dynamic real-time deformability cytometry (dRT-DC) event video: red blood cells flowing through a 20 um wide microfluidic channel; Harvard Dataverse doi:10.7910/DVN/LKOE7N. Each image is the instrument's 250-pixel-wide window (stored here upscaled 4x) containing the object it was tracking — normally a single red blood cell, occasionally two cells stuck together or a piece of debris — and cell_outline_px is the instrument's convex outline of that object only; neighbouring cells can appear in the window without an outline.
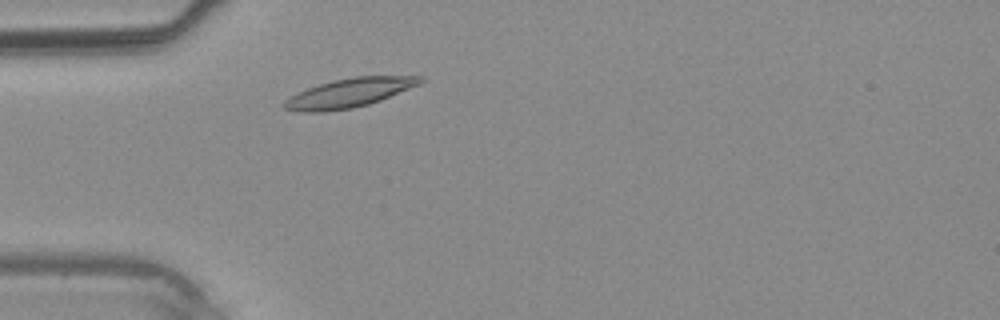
{"species": "common noctule bat (a hibernating species)", "species_latin": "Nyctalus noctula", "temperature_condition": "warm", "stored_images_in_passage": 31, "camera_frame_rate_fps": 3000, "um_per_image_px": 0.085, "animal": {"sex": "male", "body_mass_g": 20.4}, "frame": {"image": 1, "passage_image": 4, "time_ms": 1.0, "image_size_px": [1000, 320], "cell_outline_px": [[424, 80], [420, 84], [380, 100], [368, 104], [352, 108], [324, 112], [300, 112], [284, 108], [280, 104], [284, 100], [296, 92], [332, 80], [356, 76], [424, 76]], "centroid_in_image_um": [29.64, 7.9], "position_along_channel_um": 55.4, "area_um2": 23.0}}
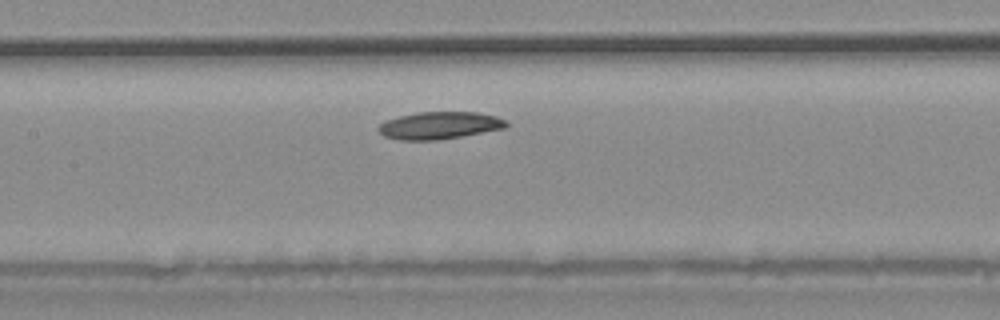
{"frame": {"image": 2, "passage_image": 11, "time_ms": 3.333, "image_size_px": [1000, 320], "cell_outline_px": [[508, 124], [504, 128], [460, 136], [436, 140], [400, 140], [384, 136], [376, 128], [384, 120], [416, 112], [476, 112], [496, 116], [508, 120]], "centroid_in_image_um": [37.33, 10.65], "position_along_channel_um": 170.1, "area_um2": 20.29}}
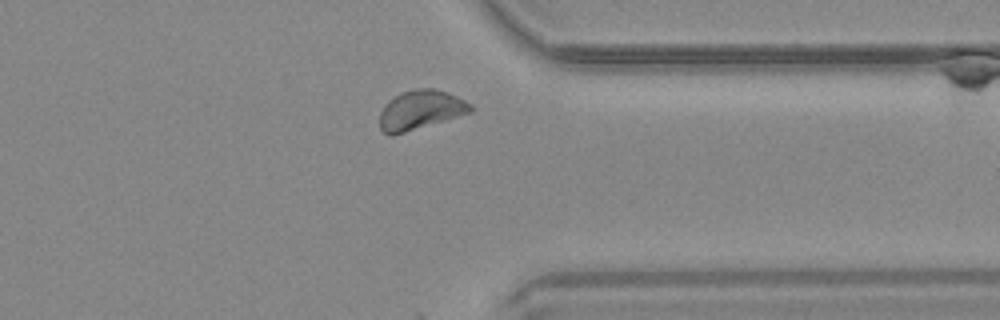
{"frame": {"image": 3, "passage_image": 23, "time_ms": 7.333, "image_size_px": [1000, 320], "cell_outline_px": [[476, 108], [472, 112], [392, 136], [388, 136], [380, 128], [380, 112], [384, 104], [388, 100], [400, 92], [416, 88], [432, 88], [448, 92], [472, 104]], "centroid_in_image_um": [35.74, 9.34], "position_along_channel_um": 375.7, "area_um2": 20.98}}